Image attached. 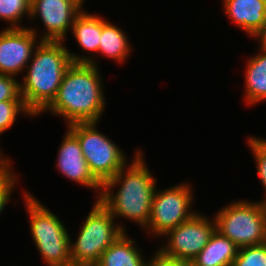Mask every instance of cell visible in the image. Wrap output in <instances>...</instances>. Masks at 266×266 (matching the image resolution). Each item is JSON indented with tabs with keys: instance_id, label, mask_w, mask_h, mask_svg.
Here are the masks:
<instances>
[{
	"instance_id": "1",
	"label": "cell",
	"mask_w": 266,
	"mask_h": 266,
	"mask_svg": "<svg viewBox=\"0 0 266 266\" xmlns=\"http://www.w3.org/2000/svg\"><path fill=\"white\" fill-rule=\"evenodd\" d=\"M20 82L21 97L33 116H38L55 99L67 68L72 63L96 64L95 58L70 52L63 41H40Z\"/></svg>"
},
{
	"instance_id": "2",
	"label": "cell",
	"mask_w": 266,
	"mask_h": 266,
	"mask_svg": "<svg viewBox=\"0 0 266 266\" xmlns=\"http://www.w3.org/2000/svg\"><path fill=\"white\" fill-rule=\"evenodd\" d=\"M143 152L137 150L133 161L120 169L102 185L98 201L117 219L126 218L145 228L151 215L156 179L150 173L143 159ZM118 191H112L114 187Z\"/></svg>"
},
{
	"instance_id": "3",
	"label": "cell",
	"mask_w": 266,
	"mask_h": 266,
	"mask_svg": "<svg viewBox=\"0 0 266 266\" xmlns=\"http://www.w3.org/2000/svg\"><path fill=\"white\" fill-rule=\"evenodd\" d=\"M98 65L72 63L66 70L57 95L43 111L66 120L67 126L80 122H98L105 110V94Z\"/></svg>"
},
{
	"instance_id": "4",
	"label": "cell",
	"mask_w": 266,
	"mask_h": 266,
	"mask_svg": "<svg viewBox=\"0 0 266 266\" xmlns=\"http://www.w3.org/2000/svg\"><path fill=\"white\" fill-rule=\"evenodd\" d=\"M23 197L30 218L32 240L43 261L47 266H73L70 259L71 238L65 225L32 193L25 191Z\"/></svg>"
},
{
	"instance_id": "5",
	"label": "cell",
	"mask_w": 266,
	"mask_h": 266,
	"mask_svg": "<svg viewBox=\"0 0 266 266\" xmlns=\"http://www.w3.org/2000/svg\"><path fill=\"white\" fill-rule=\"evenodd\" d=\"M74 243L70 241V259L73 266H95L102 253L126 231L115 223L111 213L95 201Z\"/></svg>"
},
{
	"instance_id": "6",
	"label": "cell",
	"mask_w": 266,
	"mask_h": 266,
	"mask_svg": "<svg viewBox=\"0 0 266 266\" xmlns=\"http://www.w3.org/2000/svg\"><path fill=\"white\" fill-rule=\"evenodd\" d=\"M216 230L239 248L266 243V202L239 200L227 204L213 217Z\"/></svg>"
},
{
	"instance_id": "7",
	"label": "cell",
	"mask_w": 266,
	"mask_h": 266,
	"mask_svg": "<svg viewBox=\"0 0 266 266\" xmlns=\"http://www.w3.org/2000/svg\"><path fill=\"white\" fill-rule=\"evenodd\" d=\"M98 122L73 123L67 128L78 138L90 171L103 185L129 162L120 147L97 130Z\"/></svg>"
},
{
	"instance_id": "8",
	"label": "cell",
	"mask_w": 266,
	"mask_h": 266,
	"mask_svg": "<svg viewBox=\"0 0 266 266\" xmlns=\"http://www.w3.org/2000/svg\"><path fill=\"white\" fill-rule=\"evenodd\" d=\"M190 185L186 182L179 183L162 191H157L156 188L149 222L143 229L153 233V236L161 237L197 213L191 210L194 194Z\"/></svg>"
},
{
	"instance_id": "9",
	"label": "cell",
	"mask_w": 266,
	"mask_h": 266,
	"mask_svg": "<svg viewBox=\"0 0 266 266\" xmlns=\"http://www.w3.org/2000/svg\"><path fill=\"white\" fill-rule=\"evenodd\" d=\"M215 229V218L211 220L197 212L163 235L167 237V243L159 251L167 257L190 263L207 245Z\"/></svg>"
},
{
	"instance_id": "10",
	"label": "cell",
	"mask_w": 266,
	"mask_h": 266,
	"mask_svg": "<svg viewBox=\"0 0 266 266\" xmlns=\"http://www.w3.org/2000/svg\"><path fill=\"white\" fill-rule=\"evenodd\" d=\"M80 0H31L30 20H42L46 27L40 41H63L76 17L83 11ZM35 17V18H34Z\"/></svg>"
},
{
	"instance_id": "11",
	"label": "cell",
	"mask_w": 266,
	"mask_h": 266,
	"mask_svg": "<svg viewBox=\"0 0 266 266\" xmlns=\"http://www.w3.org/2000/svg\"><path fill=\"white\" fill-rule=\"evenodd\" d=\"M37 28H5L0 32V74L18 76L32 58L39 32ZM38 42V43H37Z\"/></svg>"
},
{
	"instance_id": "12",
	"label": "cell",
	"mask_w": 266,
	"mask_h": 266,
	"mask_svg": "<svg viewBox=\"0 0 266 266\" xmlns=\"http://www.w3.org/2000/svg\"><path fill=\"white\" fill-rule=\"evenodd\" d=\"M57 154V170L66 178L77 182L79 185L98 191L99 199L102 184L94 177L85 160L78 138L67 128L63 141Z\"/></svg>"
},
{
	"instance_id": "13",
	"label": "cell",
	"mask_w": 266,
	"mask_h": 266,
	"mask_svg": "<svg viewBox=\"0 0 266 266\" xmlns=\"http://www.w3.org/2000/svg\"><path fill=\"white\" fill-rule=\"evenodd\" d=\"M227 17L249 36L260 39L266 31V0H222Z\"/></svg>"
},
{
	"instance_id": "14",
	"label": "cell",
	"mask_w": 266,
	"mask_h": 266,
	"mask_svg": "<svg viewBox=\"0 0 266 266\" xmlns=\"http://www.w3.org/2000/svg\"><path fill=\"white\" fill-rule=\"evenodd\" d=\"M239 247L230 239L215 231L207 245L190 262L191 266H231L238 255Z\"/></svg>"
},
{
	"instance_id": "15",
	"label": "cell",
	"mask_w": 266,
	"mask_h": 266,
	"mask_svg": "<svg viewBox=\"0 0 266 266\" xmlns=\"http://www.w3.org/2000/svg\"><path fill=\"white\" fill-rule=\"evenodd\" d=\"M258 54L247 60L245 72V102L255 105L266 99V43L259 42Z\"/></svg>"
},
{
	"instance_id": "16",
	"label": "cell",
	"mask_w": 266,
	"mask_h": 266,
	"mask_svg": "<svg viewBox=\"0 0 266 266\" xmlns=\"http://www.w3.org/2000/svg\"><path fill=\"white\" fill-rule=\"evenodd\" d=\"M135 242L124 232L102 253L95 266H146Z\"/></svg>"
},
{
	"instance_id": "17",
	"label": "cell",
	"mask_w": 266,
	"mask_h": 266,
	"mask_svg": "<svg viewBox=\"0 0 266 266\" xmlns=\"http://www.w3.org/2000/svg\"><path fill=\"white\" fill-rule=\"evenodd\" d=\"M103 18L82 11L73 22L71 31L77 44L89 53H98L102 34Z\"/></svg>"
},
{
	"instance_id": "18",
	"label": "cell",
	"mask_w": 266,
	"mask_h": 266,
	"mask_svg": "<svg viewBox=\"0 0 266 266\" xmlns=\"http://www.w3.org/2000/svg\"><path fill=\"white\" fill-rule=\"evenodd\" d=\"M125 32L108 20L103 19L102 34L98 54L121 64L126 61L131 47Z\"/></svg>"
},
{
	"instance_id": "19",
	"label": "cell",
	"mask_w": 266,
	"mask_h": 266,
	"mask_svg": "<svg viewBox=\"0 0 266 266\" xmlns=\"http://www.w3.org/2000/svg\"><path fill=\"white\" fill-rule=\"evenodd\" d=\"M31 14V0H0V20H5L10 25L6 28H23V16Z\"/></svg>"
},
{
	"instance_id": "20",
	"label": "cell",
	"mask_w": 266,
	"mask_h": 266,
	"mask_svg": "<svg viewBox=\"0 0 266 266\" xmlns=\"http://www.w3.org/2000/svg\"><path fill=\"white\" fill-rule=\"evenodd\" d=\"M20 113L33 117L23 100L0 101V135L12 127Z\"/></svg>"
},
{
	"instance_id": "21",
	"label": "cell",
	"mask_w": 266,
	"mask_h": 266,
	"mask_svg": "<svg viewBox=\"0 0 266 266\" xmlns=\"http://www.w3.org/2000/svg\"><path fill=\"white\" fill-rule=\"evenodd\" d=\"M231 266H266V243L239 248Z\"/></svg>"
},
{
	"instance_id": "22",
	"label": "cell",
	"mask_w": 266,
	"mask_h": 266,
	"mask_svg": "<svg viewBox=\"0 0 266 266\" xmlns=\"http://www.w3.org/2000/svg\"><path fill=\"white\" fill-rule=\"evenodd\" d=\"M10 164V161L0 164V214L10 201L11 194L18 182V177L12 172Z\"/></svg>"
},
{
	"instance_id": "23",
	"label": "cell",
	"mask_w": 266,
	"mask_h": 266,
	"mask_svg": "<svg viewBox=\"0 0 266 266\" xmlns=\"http://www.w3.org/2000/svg\"><path fill=\"white\" fill-rule=\"evenodd\" d=\"M247 144L254 155L258 172L257 175L266 192V139L264 140V138H258L256 136L249 137ZM264 201L266 202L265 198Z\"/></svg>"
},
{
	"instance_id": "24",
	"label": "cell",
	"mask_w": 266,
	"mask_h": 266,
	"mask_svg": "<svg viewBox=\"0 0 266 266\" xmlns=\"http://www.w3.org/2000/svg\"><path fill=\"white\" fill-rule=\"evenodd\" d=\"M23 100L20 92V81L14 76L0 74V101Z\"/></svg>"
},
{
	"instance_id": "25",
	"label": "cell",
	"mask_w": 266,
	"mask_h": 266,
	"mask_svg": "<svg viewBox=\"0 0 266 266\" xmlns=\"http://www.w3.org/2000/svg\"><path fill=\"white\" fill-rule=\"evenodd\" d=\"M146 266H191L190 263L186 261H181L179 259H174L167 257L162 254L159 250H156L154 257L146 262Z\"/></svg>"
},
{
	"instance_id": "26",
	"label": "cell",
	"mask_w": 266,
	"mask_h": 266,
	"mask_svg": "<svg viewBox=\"0 0 266 266\" xmlns=\"http://www.w3.org/2000/svg\"><path fill=\"white\" fill-rule=\"evenodd\" d=\"M8 161H10V160L7 157L4 158V156L2 155V152H0V164L8 162Z\"/></svg>"
},
{
	"instance_id": "27",
	"label": "cell",
	"mask_w": 266,
	"mask_h": 266,
	"mask_svg": "<svg viewBox=\"0 0 266 266\" xmlns=\"http://www.w3.org/2000/svg\"><path fill=\"white\" fill-rule=\"evenodd\" d=\"M260 42L266 43V31L264 32L263 36L258 39Z\"/></svg>"
}]
</instances>
